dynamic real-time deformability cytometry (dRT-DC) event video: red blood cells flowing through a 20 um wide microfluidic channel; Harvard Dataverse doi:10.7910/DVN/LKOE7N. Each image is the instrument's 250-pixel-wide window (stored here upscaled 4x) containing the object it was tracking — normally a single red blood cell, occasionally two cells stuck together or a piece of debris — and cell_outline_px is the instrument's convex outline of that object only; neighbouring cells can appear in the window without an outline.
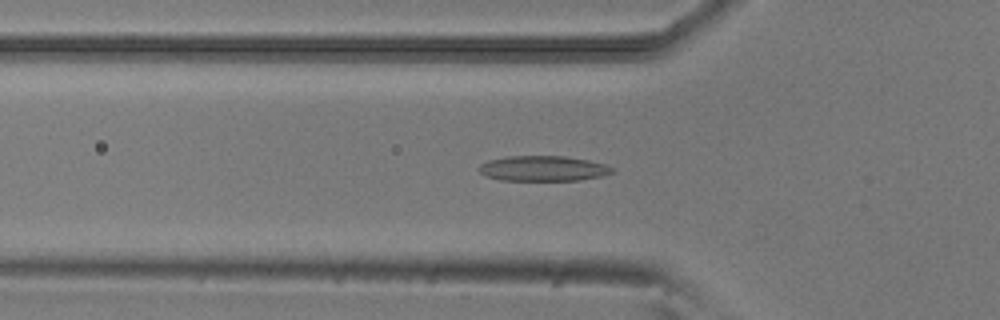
{"species": "common noctule bat (a hibernating species)", "species_latin": "Nyctalus noctula", "temperature_condition": "room temperature", "stored_images_in_passage": 43, "camera_frame_rate_fps": 3000, "um_per_image_px": 0.085, "animal": {"sex": "male", "body_mass_g": 20.5, "forearm_length_mm": 52.5}, "frame": {"image": 1, "passage_image": 11, "time_ms": 3.333, "image_size_px": [1000, 320], "cell_outline_px": [[612, 172], [600, 176], [580, 180], [500, 180], [488, 176], [480, 172], [476, 168], [480, 164], [488, 160], [508, 156], [564, 156], [588, 160], [604, 164], [612, 168]], "centroid_in_image_um": [46.11, 14.31], "position_along_channel_um": 79.7, "area_um2": 19.42}}
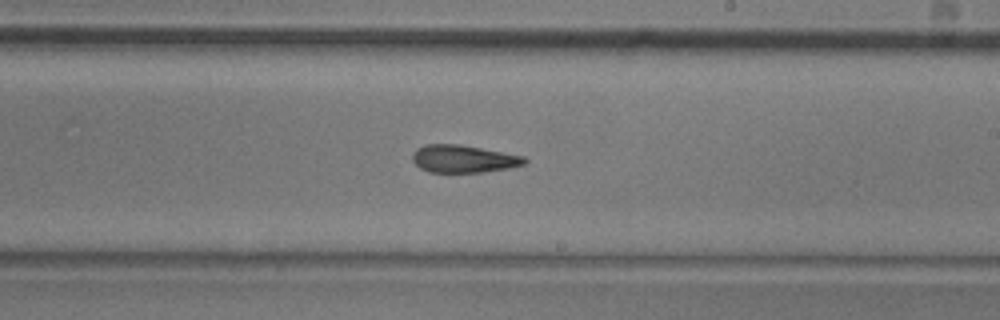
{"frame": {"image": 2, "passage_image": 24, "time_ms": 7.667, "image_size_px": [1000, 320], "cell_outline_px": [[528, 160], [524, 164], [508, 168], [484, 172], [428, 172], [420, 168], [412, 160], [412, 156], [416, 148], [424, 144], [460, 144], [524, 156]], "centroid_in_image_um": [39.37, 13.5], "position_along_channel_um": 249.6, "area_um2": 18.03}}
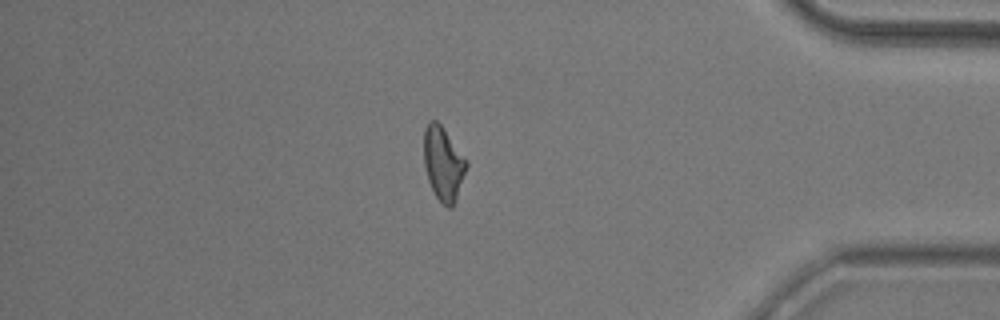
{"frame": {"image": 3, "passage_image": 38, "time_ms": 12.333, "image_size_px": [1000, 320], "cell_outline_px": [[468, 164], [456, 200], [452, 208], [448, 208], [436, 196], [428, 180], [424, 164], [424, 128], [428, 120], [436, 120], [440, 124], [468, 160]], "centroid_in_image_um": [37.68, 13.88], "position_along_channel_um": 397.5, "area_um2": 18.26}}